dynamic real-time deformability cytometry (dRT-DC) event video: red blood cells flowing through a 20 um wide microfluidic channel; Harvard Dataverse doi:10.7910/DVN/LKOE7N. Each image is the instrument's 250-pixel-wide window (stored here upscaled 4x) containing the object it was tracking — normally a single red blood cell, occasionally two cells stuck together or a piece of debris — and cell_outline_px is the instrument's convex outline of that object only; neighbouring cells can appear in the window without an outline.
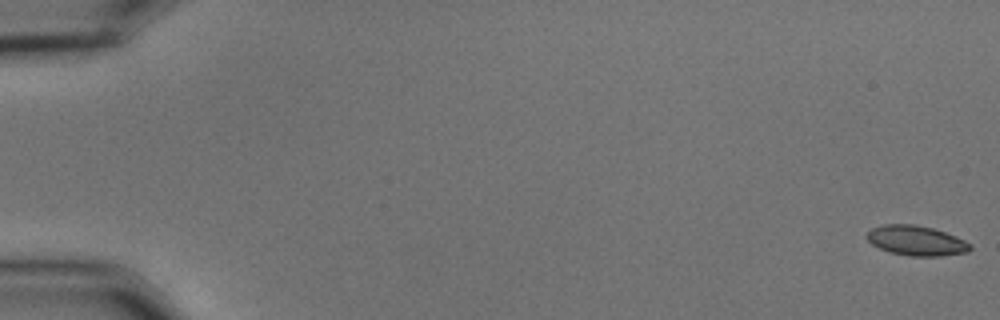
{"species": "common noctule bat (a hibernating species)", "species_latin": "Nyctalus noctula", "temperature_condition": "cold", "stored_images_in_passage": 57, "camera_frame_rate_fps": 3000, "um_per_image_px": 0.085, "animal": {"sex": "male", "body_mass_g": 15.6}, "frame": {"image": 1, "passage_image": 1, "time_ms": 0.0, "image_size_px": [1000, 320], "cell_outline_px": [[972, 248], [968, 252], [940, 256], [908, 256], [888, 252], [872, 244], [864, 236], [872, 228], [884, 224], [916, 224], [932, 228], [956, 236], [972, 244]], "centroid_in_image_um": [77.88, 20.45], "position_along_channel_um": 7.1, "area_um2": 18.15}}
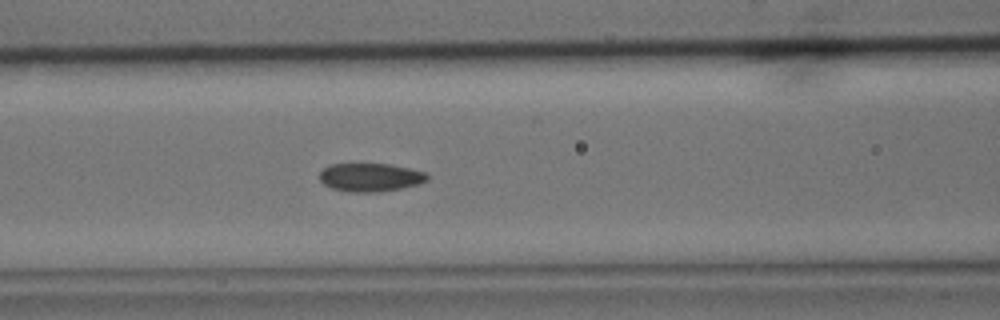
{"frame": {"image": 2, "passage_image": 25, "time_ms": 8.0, "image_size_px": [1000, 320], "cell_outline_px": [[428, 180], [420, 184], [404, 188], [376, 192], [348, 192], [332, 188], [324, 184], [320, 180], [320, 172], [328, 164], [388, 164], [428, 172]], "centroid_in_image_um": [31.51, 15.08], "position_along_channel_um": 135.1, "area_um2": 17.92}}
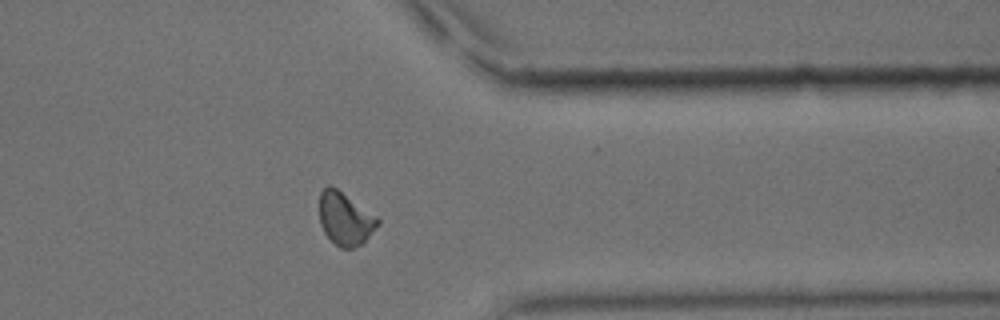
{"frame": {"image": 3, "passage_image": 46, "time_ms": 15.0, "image_size_px": [1000, 320], "cell_outline_px": [[380, 224], [364, 244], [352, 248], [340, 248], [324, 232], [320, 224], [320, 192], [328, 184], [336, 188], [376, 216], [380, 220]], "centroid_in_image_um": [29.36, 18.62], "position_along_channel_um": 382.0, "area_um2": 17.92}, "authors_computed_cell_mechanics": {"area_um2": 18.0914, "velocity_mm_per_s": 3.6127, "shape_relaxation_time_tau1_ms": 6.9733, "shape_relaxation_time_tau2_ms": 1.866, "deformation_change_tau1": 0.1196, "deformation_change_tau2": 0.0509}}